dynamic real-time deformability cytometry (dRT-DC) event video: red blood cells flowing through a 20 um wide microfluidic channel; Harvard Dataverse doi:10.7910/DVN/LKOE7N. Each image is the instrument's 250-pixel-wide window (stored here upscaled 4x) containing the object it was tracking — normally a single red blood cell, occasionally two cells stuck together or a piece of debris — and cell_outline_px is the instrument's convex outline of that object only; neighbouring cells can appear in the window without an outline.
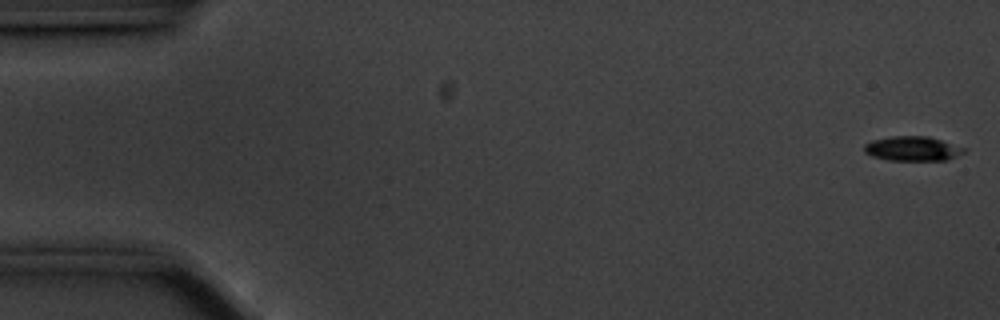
{"species": "common noctule bat (a hibernating species)", "species_latin": "Nyctalus noctula", "temperature_condition": "cold", "stored_images_in_passage": 57, "camera_frame_rate_fps": 3000, "um_per_image_px": 0.085, "animal": {"sex": "male", "body_mass_g": 20.1, "forearm_length_mm": 53.5}, "frame": {"image": 1, "passage_image": 1, "time_ms": 0.0, "image_size_px": [1000, 320], "cell_outline_px": [[968, 148], [964, 152], [948, 160], [888, 160], [872, 156], [864, 152], [864, 144], [872, 140], [892, 136], [928, 136]], "centroid_in_image_um": [77.58, 12.63], "position_along_channel_um": 7.4, "area_um2": 14.33}}
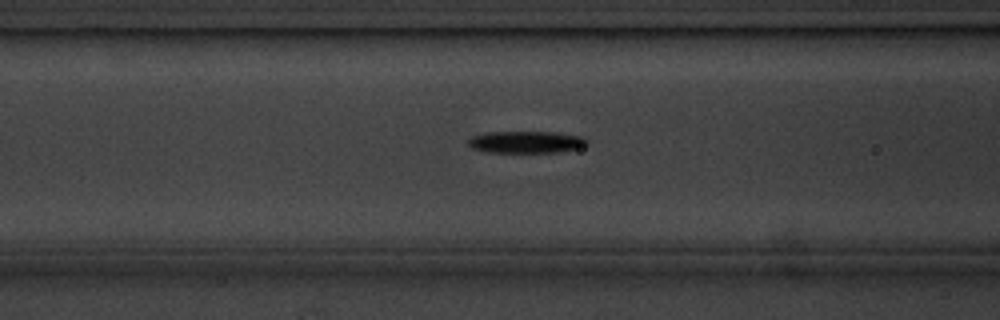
{"frame": {"image": 2, "passage_image": 22, "time_ms": 7.0, "image_size_px": [1000, 320], "cell_outline_px": [[588, 144], [576, 148], [556, 152], [488, 152], [472, 148], [468, 144], [468, 140], [472, 136], [488, 132], [556, 132], [584, 136], [588, 140]], "centroid_in_image_um": [44.74, 12.06], "position_along_channel_um": 121.9, "area_um2": 15.14}}
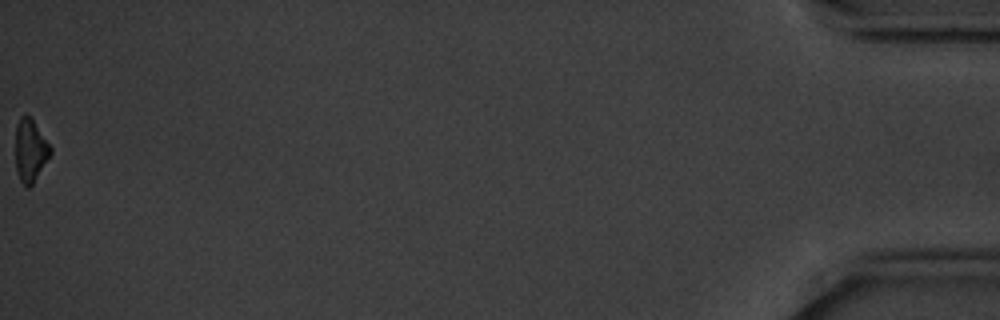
{"frame": {"image": 3, "passage_image": 57, "time_ms": 18.667, "image_size_px": [1000, 320], "cell_outline_px": [[52, 152], [32, 184], [28, 188], [20, 180], [16, 168], [16, 124], [20, 116], [32, 116], [52, 148]], "centroid_in_image_um": [2.58, 12.73], "position_along_channel_um": 432.6, "area_um2": 12.72}, "authors_computed_cell_mechanics": {"area_um2": 14.6234, "velocity_mm_per_s": 3.5261, "shape_relaxation_time_tau1_ms": 2.6835, "shape_relaxation_time_tau2_ms": null, "deformation_change_tau1": 0.1227, "deformation_change_tau2": null}}